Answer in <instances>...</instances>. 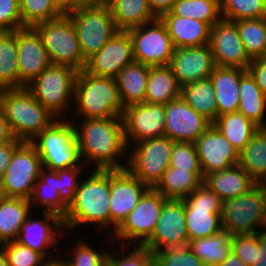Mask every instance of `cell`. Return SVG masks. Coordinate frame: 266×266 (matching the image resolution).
<instances>
[{"label":"cell","mask_w":266,"mask_h":266,"mask_svg":"<svg viewBox=\"0 0 266 266\" xmlns=\"http://www.w3.org/2000/svg\"><path fill=\"white\" fill-rule=\"evenodd\" d=\"M203 183L223 201L248 192L257 182L239 165L207 174Z\"/></svg>","instance_id":"4316f807"},{"label":"cell","mask_w":266,"mask_h":266,"mask_svg":"<svg viewBox=\"0 0 266 266\" xmlns=\"http://www.w3.org/2000/svg\"><path fill=\"white\" fill-rule=\"evenodd\" d=\"M175 48L203 46L210 42L211 26L194 18L174 15L171 11L160 17Z\"/></svg>","instance_id":"d4e9b609"},{"label":"cell","mask_w":266,"mask_h":266,"mask_svg":"<svg viewBox=\"0 0 266 266\" xmlns=\"http://www.w3.org/2000/svg\"><path fill=\"white\" fill-rule=\"evenodd\" d=\"M19 4L24 27H34L63 15L52 0H19Z\"/></svg>","instance_id":"7bdbcfd3"},{"label":"cell","mask_w":266,"mask_h":266,"mask_svg":"<svg viewBox=\"0 0 266 266\" xmlns=\"http://www.w3.org/2000/svg\"><path fill=\"white\" fill-rule=\"evenodd\" d=\"M83 164L78 167H70L57 171V185L60 200L69 207L74 201V194L79 187L80 180L78 177L80 171H82Z\"/></svg>","instance_id":"c3c4849f"},{"label":"cell","mask_w":266,"mask_h":266,"mask_svg":"<svg viewBox=\"0 0 266 266\" xmlns=\"http://www.w3.org/2000/svg\"><path fill=\"white\" fill-rule=\"evenodd\" d=\"M19 88L26 87L50 64L42 39L33 27L17 30Z\"/></svg>","instance_id":"7402d4cb"},{"label":"cell","mask_w":266,"mask_h":266,"mask_svg":"<svg viewBox=\"0 0 266 266\" xmlns=\"http://www.w3.org/2000/svg\"><path fill=\"white\" fill-rule=\"evenodd\" d=\"M171 12L177 16L206 22L211 27L222 19L220 0H177Z\"/></svg>","instance_id":"60d3db41"},{"label":"cell","mask_w":266,"mask_h":266,"mask_svg":"<svg viewBox=\"0 0 266 266\" xmlns=\"http://www.w3.org/2000/svg\"><path fill=\"white\" fill-rule=\"evenodd\" d=\"M93 170L88 178L80 181L74 194V201L63 217L65 231L74 230L76 226L88 223H96L107 231L111 230L110 170Z\"/></svg>","instance_id":"7a4b0ae2"},{"label":"cell","mask_w":266,"mask_h":266,"mask_svg":"<svg viewBox=\"0 0 266 266\" xmlns=\"http://www.w3.org/2000/svg\"><path fill=\"white\" fill-rule=\"evenodd\" d=\"M219 266H247L233 251L223 260Z\"/></svg>","instance_id":"91938a15"},{"label":"cell","mask_w":266,"mask_h":266,"mask_svg":"<svg viewBox=\"0 0 266 266\" xmlns=\"http://www.w3.org/2000/svg\"><path fill=\"white\" fill-rule=\"evenodd\" d=\"M222 19L237 21L266 18V0H220Z\"/></svg>","instance_id":"b9f144b4"},{"label":"cell","mask_w":266,"mask_h":266,"mask_svg":"<svg viewBox=\"0 0 266 266\" xmlns=\"http://www.w3.org/2000/svg\"><path fill=\"white\" fill-rule=\"evenodd\" d=\"M179 97H181V86L172 68L169 65L150 66L145 102L166 105Z\"/></svg>","instance_id":"f546056e"},{"label":"cell","mask_w":266,"mask_h":266,"mask_svg":"<svg viewBox=\"0 0 266 266\" xmlns=\"http://www.w3.org/2000/svg\"><path fill=\"white\" fill-rule=\"evenodd\" d=\"M174 141L166 136L135 144L126 158V168L149 188H154L168 169Z\"/></svg>","instance_id":"30bf717a"},{"label":"cell","mask_w":266,"mask_h":266,"mask_svg":"<svg viewBox=\"0 0 266 266\" xmlns=\"http://www.w3.org/2000/svg\"><path fill=\"white\" fill-rule=\"evenodd\" d=\"M182 200L185 204V223L189 241L212 236L222 229L220 213L223 200L207 185L202 183Z\"/></svg>","instance_id":"7c38bea8"},{"label":"cell","mask_w":266,"mask_h":266,"mask_svg":"<svg viewBox=\"0 0 266 266\" xmlns=\"http://www.w3.org/2000/svg\"><path fill=\"white\" fill-rule=\"evenodd\" d=\"M29 202L31 207L38 204L40 207L44 206L45 212L57 214L62 218L65 216L68 207L59 198L57 171L42 168Z\"/></svg>","instance_id":"836d02e7"},{"label":"cell","mask_w":266,"mask_h":266,"mask_svg":"<svg viewBox=\"0 0 266 266\" xmlns=\"http://www.w3.org/2000/svg\"><path fill=\"white\" fill-rule=\"evenodd\" d=\"M209 46L216 66L247 70L252 61L233 21L221 19L211 27Z\"/></svg>","instance_id":"ac0fdd59"},{"label":"cell","mask_w":266,"mask_h":266,"mask_svg":"<svg viewBox=\"0 0 266 266\" xmlns=\"http://www.w3.org/2000/svg\"><path fill=\"white\" fill-rule=\"evenodd\" d=\"M232 251L244 261L247 266L256 262V233L232 235Z\"/></svg>","instance_id":"f907efd6"},{"label":"cell","mask_w":266,"mask_h":266,"mask_svg":"<svg viewBox=\"0 0 266 266\" xmlns=\"http://www.w3.org/2000/svg\"><path fill=\"white\" fill-rule=\"evenodd\" d=\"M194 145L204 177L239 163V152L213 124Z\"/></svg>","instance_id":"44dd1931"},{"label":"cell","mask_w":266,"mask_h":266,"mask_svg":"<svg viewBox=\"0 0 266 266\" xmlns=\"http://www.w3.org/2000/svg\"><path fill=\"white\" fill-rule=\"evenodd\" d=\"M169 66L179 85L209 78L216 67L208 45L175 48Z\"/></svg>","instance_id":"603a6c76"},{"label":"cell","mask_w":266,"mask_h":266,"mask_svg":"<svg viewBox=\"0 0 266 266\" xmlns=\"http://www.w3.org/2000/svg\"><path fill=\"white\" fill-rule=\"evenodd\" d=\"M240 152L260 128L240 112H232L217 117L212 123Z\"/></svg>","instance_id":"e575fe53"},{"label":"cell","mask_w":266,"mask_h":266,"mask_svg":"<svg viewBox=\"0 0 266 266\" xmlns=\"http://www.w3.org/2000/svg\"><path fill=\"white\" fill-rule=\"evenodd\" d=\"M68 15L73 22L81 53L86 60L99 52L117 31L107 4L79 6Z\"/></svg>","instance_id":"9c48e42d"},{"label":"cell","mask_w":266,"mask_h":266,"mask_svg":"<svg viewBox=\"0 0 266 266\" xmlns=\"http://www.w3.org/2000/svg\"><path fill=\"white\" fill-rule=\"evenodd\" d=\"M181 97L196 112L211 123L218 117L216 96L210 78L201 79L181 87Z\"/></svg>","instance_id":"d590c367"},{"label":"cell","mask_w":266,"mask_h":266,"mask_svg":"<svg viewBox=\"0 0 266 266\" xmlns=\"http://www.w3.org/2000/svg\"><path fill=\"white\" fill-rule=\"evenodd\" d=\"M253 266H266V232L256 233V262Z\"/></svg>","instance_id":"11a10c76"},{"label":"cell","mask_w":266,"mask_h":266,"mask_svg":"<svg viewBox=\"0 0 266 266\" xmlns=\"http://www.w3.org/2000/svg\"><path fill=\"white\" fill-rule=\"evenodd\" d=\"M248 56H266V18L234 21Z\"/></svg>","instance_id":"ab89813d"},{"label":"cell","mask_w":266,"mask_h":266,"mask_svg":"<svg viewBox=\"0 0 266 266\" xmlns=\"http://www.w3.org/2000/svg\"><path fill=\"white\" fill-rule=\"evenodd\" d=\"M127 31L132 39L136 62L148 66L170 64L175 47L160 18Z\"/></svg>","instance_id":"4fadbf2b"},{"label":"cell","mask_w":266,"mask_h":266,"mask_svg":"<svg viewBox=\"0 0 266 266\" xmlns=\"http://www.w3.org/2000/svg\"><path fill=\"white\" fill-rule=\"evenodd\" d=\"M40 266H66V258L48 259L44 258Z\"/></svg>","instance_id":"94428289"},{"label":"cell","mask_w":266,"mask_h":266,"mask_svg":"<svg viewBox=\"0 0 266 266\" xmlns=\"http://www.w3.org/2000/svg\"><path fill=\"white\" fill-rule=\"evenodd\" d=\"M14 139L9 123L0 107V144L11 142Z\"/></svg>","instance_id":"6f0895ef"},{"label":"cell","mask_w":266,"mask_h":266,"mask_svg":"<svg viewBox=\"0 0 266 266\" xmlns=\"http://www.w3.org/2000/svg\"><path fill=\"white\" fill-rule=\"evenodd\" d=\"M184 243H189L184 201L168 199L163 204L154 232L142 246L150 252H156Z\"/></svg>","instance_id":"d6986e66"},{"label":"cell","mask_w":266,"mask_h":266,"mask_svg":"<svg viewBox=\"0 0 266 266\" xmlns=\"http://www.w3.org/2000/svg\"><path fill=\"white\" fill-rule=\"evenodd\" d=\"M202 183L203 181L194 172L168 167L154 189L166 199L182 200Z\"/></svg>","instance_id":"74e56055"},{"label":"cell","mask_w":266,"mask_h":266,"mask_svg":"<svg viewBox=\"0 0 266 266\" xmlns=\"http://www.w3.org/2000/svg\"><path fill=\"white\" fill-rule=\"evenodd\" d=\"M56 8L63 14L68 15L75 11L79 5L76 0H52Z\"/></svg>","instance_id":"680465c9"},{"label":"cell","mask_w":266,"mask_h":266,"mask_svg":"<svg viewBox=\"0 0 266 266\" xmlns=\"http://www.w3.org/2000/svg\"><path fill=\"white\" fill-rule=\"evenodd\" d=\"M66 259L69 266H108V251L96 252L81 240L74 246L71 258Z\"/></svg>","instance_id":"bcb514c9"},{"label":"cell","mask_w":266,"mask_h":266,"mask_svg":"<svg viewBox=\"0 0 266 266\" xmlns=\"http://www.w3.org/2000/svg\"><path fill=\"white\" fill-rule=\"evenodd\" d=\"M148 189L127 168L110 170L109 210L112 233L123 223Z\"/></svg>","instance_id":"2e32d148"},{"label":"cell","mask_w":266,"mask_h":266,"mask_svg":"<svg viewBox=\"0 0 266 266\" xmlns=\"http://www.w3.org/2000/svg\"><path fill=\"white\" fill-rule=\"evenodd\" d=\"M22 143L23 141L14 138L11 142L0 144V180L11 161L14 151Z\"/></svg>","instance_id":"db71d44e"},{"label":"cell","mask_w":266,"mask_h":266,"mask_svg":"<svg viewBox=\"0 0 266 266\" xmlns=\"http://www.w3.org/2000/svg\"><path fill=\"white\" fill-rule=\"evenodd\" d=\"M0 107L15 139L31 142L57 118L25 88L4 89Z\"/></svg>","instance_id":"277c9868"},{"label":"cell","mask_w":266,"mask_h":266,"mask_svg":"<svg viewBox=\"0 0 266 266\" xmlns=\"http://www.w3.org/2000/svg\"><path fill=\"white\" fill-rule=\"evenodd\" d=\"M247 71L239 67L220 66L213 70L209 78L215 91L218 116L238 111L240 80Z\"/></svg>","instance_id":"484cf974"},{"label":"cell","mask_w":266,"mask_h":266,"mask_svg":"<svg viewBox=\"0 0 266 266\" xmlns=\"http://www.w3.org/2000/svg\"><path fill=\"white\" fill-rule=\"evenodd\" d=\"M104 4L108 3L110 0H101Z\"/></svg>","instance_id":"e7e4bbea"},{"label":"cell","mask_w":266,"mask_h":266,"mask_svg":"<svg viewBox=\"0 0 266 266\" xmlns=\"http://www.w3.org/2000/svg\"><path fill=\"white\" fill-rule=\"evenodd\" d=\"M79 6H97L104 4L101 0H76Z\"/></svg>","instance_id":"6125c7cd"},{"label":"cell","mask_w":266,"mask_h":266,"mask_svg":"<svg viewBox=\"0 0 266 266\" xmlns=\"http://www.w3.org/2000/svg\"><path fill=\"white\" fill-rule=\"evenodd\" d=\"M33 28L40 35L51 64L68 66L78 72L85 69L87 60L81 53L69 15L39 23Z\"/></svg>","instance_id":"52a82bcc"},{"label":"cell","mask_w":266,"mask_h":266,"mask_svg":"<svg viewBox=\"0 0 266 266\" xmlns=\"http://www.w3.org/2000/svg\"><path fill=\"white\" fill-rule=\"evenodd\" d=\"M133 249L127 255L117 258L115 255L108 253V266H155V257L144 246L132 247ZM115 256V257H114Z\"/></svg>","instance_id":"681fc988"},{"label":"cell","mask_w":266,"mask_h":266,"mask_svg":"<svg viewBox=\"0 0 266 266\" xmlns=\"http://www.w3.org/2000/svg\"><path fill=\"white\" fill-rule=\"evenodd\" d=\"M165 136L174 142L194 143L212 123L191 108L182 97L165 105Z\"/></svg>","instance_id":"ffe728a7"},{"label":"cell","mask_w":266,"mask_h":266,"mask_svg":"<svg viewBox=\"0 0 266 266\" xmlns=\"http://www.w3.org/2000/svg\"><path fill=\"white\" fill-rule=\"evenodd\" d=\"M149 67L134 61L126 65L115 77L119 96L124 107L145 102Z\"/></svg>","instance_id":"83f0119b"},{"label":"cell","mask_w":266,"mask_h":266,"mask_svg":"<svg viewBox=\"0 0 266 266\" xmlns=\"http://www.w3.org/2000/svg\"><path fill=\"white\" fill-rule=\"evenodd\" d=\"M134 61L129 32L117 30L99 52L87 59L84 70L94 76L115 79L126 65Z\"/></svg>","instance_id":"e0dca14e"},{"label":"cell","mask_w":266,"mask_h":266,"mask_svg":"<svg viewBox=\"0 0 266 266\" xmlns=\"http://www.w3.org/2000/svg\"><path fill=\"white\" fill-rule=\"evenodd\" d=\"M0 266H8L6 253L1 245H0Z\"/></svg>","instance_id":"be15d7a7"},{"label":"cell","mask_w":266,"mask_h":266,"mask_svg":"<svg viewBox=\"0 0 266 266\" xmlns=\"http://www.w3.org/2000/svg\"><path fill=\"white\" fill-rule=\"evenodd\" d=\"M42 212L45 219L34 220L33 218L31 220L30 216H28L27 220L21 226L16 242L31 248L33 251L40 253L44 258H47L48 249L51 246H58V236L63 235L60 232H65V229L61 216L51 212Z\"/></svg>","instance_id":"cb8c5ba5"},{"label":"cell","mask_w":266,"mask_h":266,"mask_svg":"<svg viewBox=\"0 0 266 266\" xmlns=\"http://www.w3.org/2000/svg\"><path fill=\"white\" fill-rule=\"evenodd\" d=\"M220 222L231 235L266 232V184L257 183L248 192L224 200Z\"/></svg>","instance_id":"8992f818"},{"label":"cell","mask_w":266,"mask_h":266,"mask_svg":"<svg viewBox=\"0 0 266 266\" xmlns=\"http://www.w3.org/2000/svg\"><path fill=\"white\" fill-rule=\"evenodd\" d=\"M25 28L22 24L19 0H0V31Z\"/></svg>","instance_id":"816d5d0a"},{"label":"cell","mask_w":266,"mask_h":266,"mask_svg":"<svg viewBox=\"0 0 266 266\" xmlns=\"http://www.w3.org/2000/svg\"><path fill=\"white\" fill-rule=\"evenodd\" d=\"M29 200L0 197V245L16 241L21 226L31 214Z\"/></svg>","instance_id":"f1b7e54d"},{"label":"cell","mask_w":266,"mask_h":266,"mask_svg":"<svg viewBox=\"0 0 266 266\" xmlns=\"http://www.w3.org/2000/svg\"><path fill=\"white\" fill-rule=\"evenodd\" d=\"M73 101L75 123L77 113L82 119H94L122 117L124 111L115 79L94 76L84 69L77 73Z\"/></svg>","instance_id":"3957f363"},{"label":"cell","mask_w":266,"mask_h":266,"mask_svg":"<svg viewBox=\"0 0 266 266\" xmlns=\"http://www.w3.org/2000/svg\"><path fill=\"white\" fill-rule=\"evenodd\" d=\"M106 4L117 30L127 31L157 19L147 0H110Z\"/></svg>","instance_id":"4dcf8cb0"},{"label":"cell","mask_w":266,"mask_h":266,"mask_svg":"<svg viewBox=\"0 0 266 266\" xmlns=\"http://www.w3.org/2000/svg\"><path fill=\"white\" fill-rule=\"evenodd\" d=\"M256 84L266 96V56L252 59L248 69Z\"/></svg>","instance_id":"f5cc1de1"},{"label":"cell","mask_w":266,"mask_h":266,"mask_svg":"<svg viewBox=\"0 0 266 266\" xmlns=\"http://www.w3.org/2000/svg\"><path fill=\"white\" fill-rule=\"evenodd\" d=\"M152 13L160 18L163 14L170 12L177 0H147Z\"/></svg>","instance_id":"9f6ffc18"},{"label":"cell","mask_w":266,"mask_h":266,"mask_svg":"<svg viewBox=\"0 0 266 266\" xmlns=\"http://www.w3.org/2000/svg\"><path fill=\"white\" fill-rule=\"evenodd\" d=\"M231 237L228 231L221 229L212 236L190 240L189 248L205 266H219L232 252Z\"/></svg>","instance_id":"d6a6232c"},{"label":"cell","mask_w":266,"mask_h":266,"mask_svg":"<svg viewBox=\"0 0 266 266\" xmlns=\"http://www.w3.org/2000/svg\"><path fill=\"white\" fill-rule=\"evenodd\" d=\"M77 73L71 67L50 64L25 88L53 116L62 119V112L69 109V102L74 99Z\"/></svg>","instance_id":"ba28073f"},{"label":"cell","mask_w":266,"mask_h":266,"mask_svg":"<svg viewBox=\"0 0 266 266\" xmlns=\"http://www.w3.org/2000/svg\"><path fill=\"white\" fill-rule=\"evenodd\" d=\"M167 200L154 188H149L123 223L110 235L119 241L122 239L127 242L134 239V245L142 246L154 232L163 204Z\"/></svg>","instance_id":"5bb4252c"},{"label":"cell","mask_w":266,"mask_h":266,"mask_svg":"<svg viewBox=\"0 0 266 266\" xmlns=\"http://www.w3.org/2000/svg\"><path fill=\"white\" fill-rule=\"evenodd\" d=\"M165 105L148 102L124 107L122 115L125 140L134 145L146 139L165 136Z\"/></svg>","instance_id":"9a60e30c"},{"label":"cell","mask_w":266,"mask_h":266,"mask_svg":"<svg viewBox=\"0 0 266 266\" xmlns=\"http://www.w3.org/2000/svg\"><path fill=\"white\" fill-rule=\"evenodd\" d=\"M155 266H205L189 248V243L178 244L153 252Z\"/></svg>","instance_id":"ee69618b"},{"label":"cell","mask_w":266,"mask_h":266,"mask_svg":"<svg viewBox=\"0 0 266 266\" xmlns=\"http://www.w3.org/2000/svg\"><path fill=\"white\" fill-rule=\"evenodd\" d=\"M17 30L0 31V87L19 88Z\"/></svg>","instance_id":"f35d334b"},{"label":"cell","mask_w":266,"mask_h":266,"mask_svg":"<svg viewBox=\"0 0 266 266\" xmlns=\"http://www.w3.org/2000/svg\"><path fill=\"white\" fill-rule=\"evenodd\" d=\"M65 118L56 119L30 142L40 156L42 168L58 171L82 164L75 123Z\"/></svg>","instance_id":"5b68a950"},{"label":"cell","mask_w":266,"mask_h":266,"mask_svg":"<svg viewBox=\"0 0 266 266\" xmlns=\"http://www.w3.org/2000/svg\"><path fill=\"white\" fill-rule=\"evenodd\" d=\"M239 97L238 112L252 120L260 128H266V121L264 120L266 96L249 71L241 77Z\"/></svg>","instance_id":"1f68e13d"},{"label":"cell","mask_w":266,"mask_h":266,"mask_svg":"<svg viewBox=\"0 0 266 266\" xmlns=\"http://www.w3.org/2000/svg\"><path fill=\"white\" fill-rule=\"evenodd\" d=\"M1 246L6 253L8 266H40L44 259L40 253L16 241Z\"/></svg>","instance_id":"7dc6e473"},{"label":"cell","mask_w":266,"mask_h":266,"mask_svg":"<svg viewBox=\"0 0 266 266\" xmlns=\"http://www.w3.org/2000/svg\"><path fill=\"white\" fill-rule=\"evenodd\" d=\"M2 91H3V89L0 87V96H1V94H2Z\"/></svg>","instance_id":"03108f58"},{"label":"cell","mask_w":266,"mask_h":266,"mask_svg":"<svg viewBox=\"0 0 266 266\" xmlns=\"http://www.w3.org/2000/svg\"><path fill=\"white\" fill-rule=\"evenodd\" d=\"M41 170L42 163L36 148L30 142H23L14 151L0 180L1 196L29 200Z\"/></svg>","instance_id":"8fae6325"},{"label":"cell","mask_w":266,"mask_h":266,"mask_svg":"<svg viewBox=\"0 0 266 266\" xmlns=\"http://www.w3.org/2000/svg\"><path fill=\"white\" fill-rule=\"evenodd\" d=\"M238 164L257 183L266 184V128H259L239 152Z\"/></svg>","instance_id":"8d00e7d4"},{"label":"cell","mask_w":266,"mask_h":266,"mask_svg":"<svg viewBox=\"0 0 266 266\" xmlns=\"http://www.w3.org/2000/svg\"><path fill=\"white\" fill-rule=\"evenodd\" d=\"M76 126L75 124L79 154L84 166L93 162L98 170L127 167L118 161L129 148L125 140L122 117L83 119Z\"/></svg>","instance_id":"6da1fadb"},{"label":"cell","mask_w":266,"mask_h":266,"mask_svg":"<svg viewBox=\"0 0 266 266\" xmlns=\"http://www.w3.org/2000/svg\"><path fill=\"white\" fill-rule=\"evenodd\" d=\"M169 167L194 172L202 181L204 180L194 143L174 142Z\"/></svg>","instance_id":"f6af8a7d"}]
</instances>
